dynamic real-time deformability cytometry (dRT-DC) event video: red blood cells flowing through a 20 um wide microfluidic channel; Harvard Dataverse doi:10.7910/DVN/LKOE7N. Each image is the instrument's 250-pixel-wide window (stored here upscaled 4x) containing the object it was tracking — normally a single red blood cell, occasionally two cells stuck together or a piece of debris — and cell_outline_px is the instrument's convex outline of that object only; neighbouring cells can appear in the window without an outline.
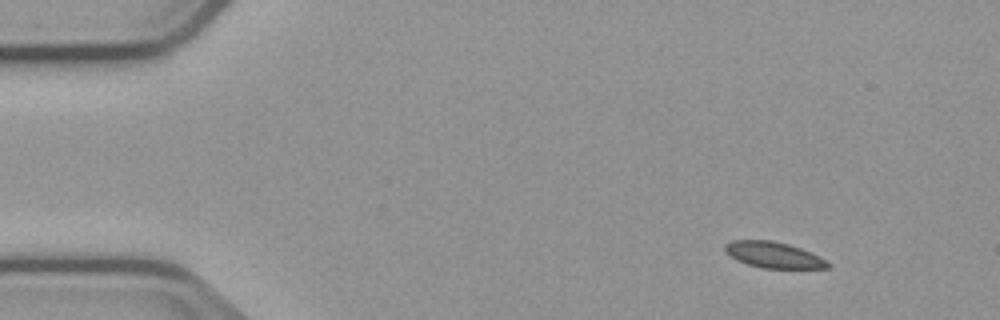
{"species": "common noctule bat (a hibernating species)", "species_latin": "Nyctalus noctula", "temperature_condition": "cold", "stored_images_in_passage": 17, "camera_frame_rate_fps": 3000, "um_per_image_px": 0.085, "animal": {"sex": "male", "body_mass_g": 23.1, "forearm_length_mm": 52.7}, "frame": {"image": 1, "passage_image": 6, "time_ms": 1.667, "image_size_px": [1000, 320], "cell_outline_px": [[832, 264], [828, 268], [760, 268], [736, 260], [724, 252], [724, 244], [732, 240], [772, 240], [788, 244], [800, 248], [820, 256]], "centroid_in_image_um": [65.73, 21.66], "position_along_channel_um": 19.3, "area_um2": 15.72}}